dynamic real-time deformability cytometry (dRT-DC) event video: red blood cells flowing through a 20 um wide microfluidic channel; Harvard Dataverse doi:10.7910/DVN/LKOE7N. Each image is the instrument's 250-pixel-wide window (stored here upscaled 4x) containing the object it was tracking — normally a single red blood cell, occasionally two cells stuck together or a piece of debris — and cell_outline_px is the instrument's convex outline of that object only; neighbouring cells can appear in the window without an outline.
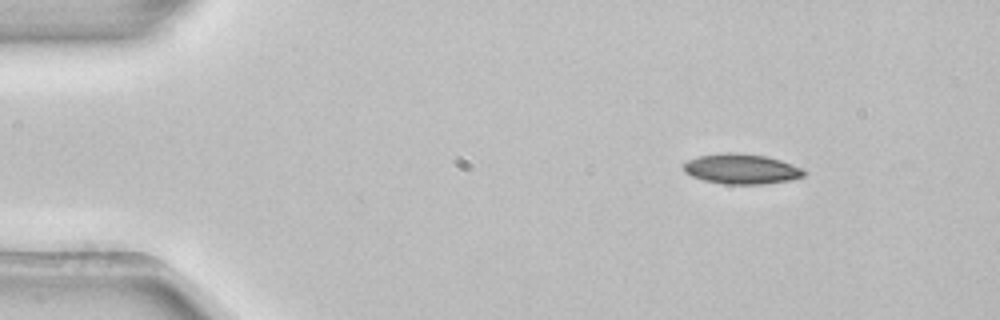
{"species": "common noctule bat (a hibernating species)", "species_latin": "Nyctalus noctula", "temperature_condition": "room temperature", "stored_images_in_passage": 4, "camera_frame_rate_fps": 3000, "um_per_image_px": 0.085, "animal": {"sex": "female", "body_mass_g": 22.7, "forearm_length_mm": 54.2}, "frame": {"image": 1, "passage_image": 1, "time_ms": 0.0, "image_size_px": [1000, 320], "cell_outline_px": [[804, 176], [788, 180], [764, 184], [724, 184], [704, 180], [692, 176], [684, 172], [684, 164], [688, 160], [696, 156], [724, 152], [728, 152], [764, 156], [780, 160], [792, 164], [800, 168], [804, 172]], "centroid_in_image_um": [62.97, 14.36], "position_along_channel_um": 22.0, "area_um2": 20.87}}
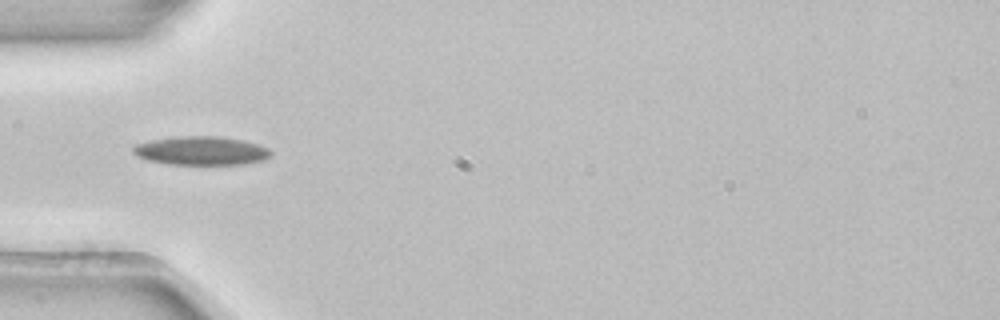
{"frame": {"image": 2, "passage_image": 3, "time_ms": 0.667, "image_size_px": [1000, 320], "cell_outline_px": [[272, 156], [264, 160], [244, 164], [168, 164], [148, 160], [136, 156], [132, 152], [132, 148], [136, 144], [152, 140], [176, 136], [220, 136], [244, 140], [260, 144], [268, 148], [272, 152]], "centroid_in_image_um": [17.13, 12.81], "position_along_channel_um": 67.9, "area_um2": 23.24}}